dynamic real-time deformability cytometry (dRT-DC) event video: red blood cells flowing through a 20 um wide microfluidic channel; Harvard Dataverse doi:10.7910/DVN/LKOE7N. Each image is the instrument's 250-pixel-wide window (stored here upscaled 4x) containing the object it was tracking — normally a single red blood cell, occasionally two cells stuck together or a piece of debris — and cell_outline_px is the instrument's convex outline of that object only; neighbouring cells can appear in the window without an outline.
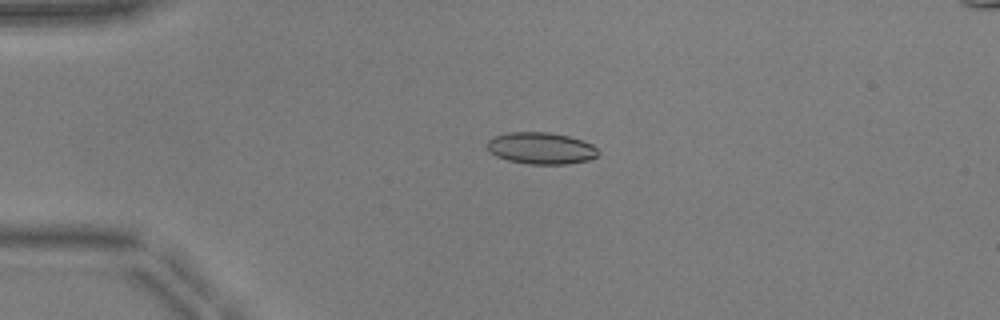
{"species": "common noctule bat (a hibernating species)", "species_latin": "Nyctalus noctula", "temperature_condition": "warm", "stored_images_in_passage": 52, "camera_frame_rate_fps": 3000, "um_per_image_px": 0.085, "animal": {"sex": "male", "body_mass_g": 17.9, "forearm_length_mm": 54.2}, "frame": {"image": 1, "passage_image": 13, "time_ms": 4.0, "image_size_px": [1000, 320], "cell_outline_px": [[600, 152], [596, 156], [588, 160], [568, 164], [528, 164], [508, 160], [496, 156], [488, 152], [488, 140], [492, 136], [508, 132], [548, 132], [568, 136], [592, 144]], "centroid_in_image_um": [45.96, 12.6], "position_along_channel_um": 39.0, "area_um2": 20.58}}
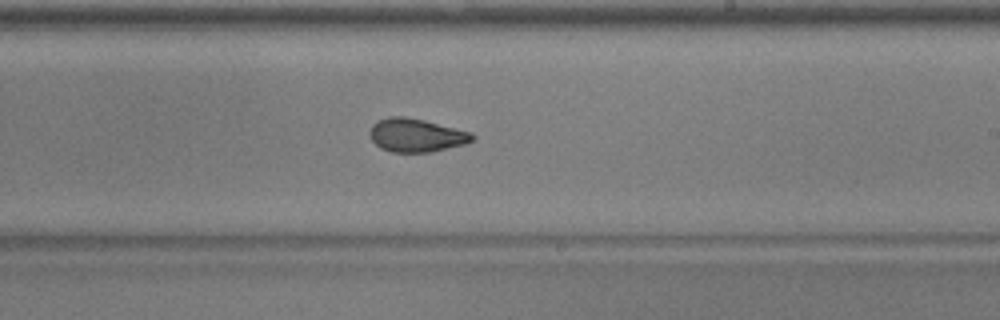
{"frame": {"image": 2, "passage_image": 32, "time_ms": 10.333, "image_size_px": [1000, 320], "cell_outline_px": [[476, 140], [464, 144], [432, 152], [392, 152], [380, 148], [372, 140], [368, 132], [372, 124], [376, 120], [388, 116], [404, 116], [424, 120], [472, 132], [476, 136]], "centroid_in_image_um": [35.38, 11.49], "position_along_channel_um": 253.6, "area_um2": 20.23}}
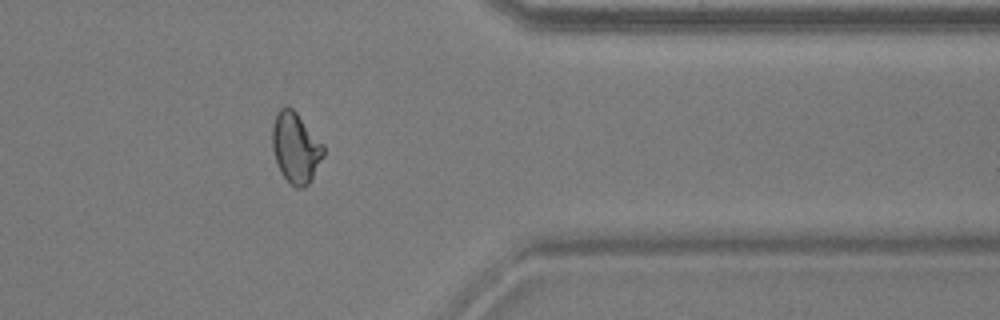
{"frame": {"image": 3, "passage_image": 43, "time_ms": 14.0, "image_size_px": [1000, 320], "cell_outline_px": [[324, 156], [308, 184], [304, 188], [296, 188], [280, 172], [272, 148], [272, 124], [276, 112], [284, 104], [292, 108], [296, 112], [324, 144]], "centroid_in_image_um": [25.12, 12.52], "position_along_channel_um": 386.3, "area_um2": 21.1}, "authors_computed_cell_mechanics": {"area_um2": 20.3745, "velocity_mm_per_s": 3.9366, "shape_relaxation_time_tau1_ms": null, "shape_relaxation_time_tau2_ms": 1.2096, "deformation_change_tau1": null, "deformation_change_tau2": 0.0666}}